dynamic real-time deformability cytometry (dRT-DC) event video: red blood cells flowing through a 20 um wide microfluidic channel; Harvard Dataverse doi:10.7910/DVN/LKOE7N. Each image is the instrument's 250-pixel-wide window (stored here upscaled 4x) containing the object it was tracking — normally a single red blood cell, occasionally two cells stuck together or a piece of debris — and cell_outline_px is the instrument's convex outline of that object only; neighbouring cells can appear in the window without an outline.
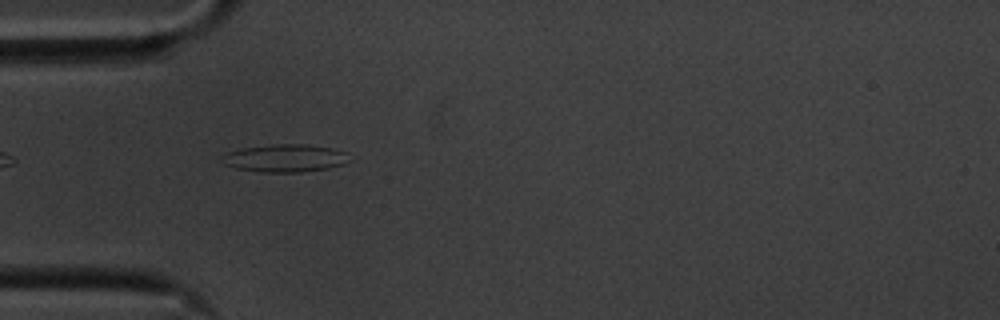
{"species": "common noctule bat (a hibernating species)", "species_latin": "Nyctalus noctula", "temperature_condition": "cold", "stored_images_in_passage": 43, "camera_frame_rate_fps": 3000, "um_per_image_px": 0.085, "animal": {"sex": "male", "body_mass_g": 20.1, "forearm_length_mm": 53.5}, "frame": {"image": 1, "passage_image": 4, "time_ms": 1.0, "image_size_px": [1000, 320], "cell_outline_px": [[348, 152], [344, 164], [328, 168], [300, 172], [260, 172], [236, 168], [220, 164], [216, 160], [220, 156], [228, 152], [240, 148], [272, 144], [304, 144], [332, 148]], "centroid_in_image_um": [24.1, 13.44], "position_along_channel_um": 60.9, "area_um2": 20.81}}
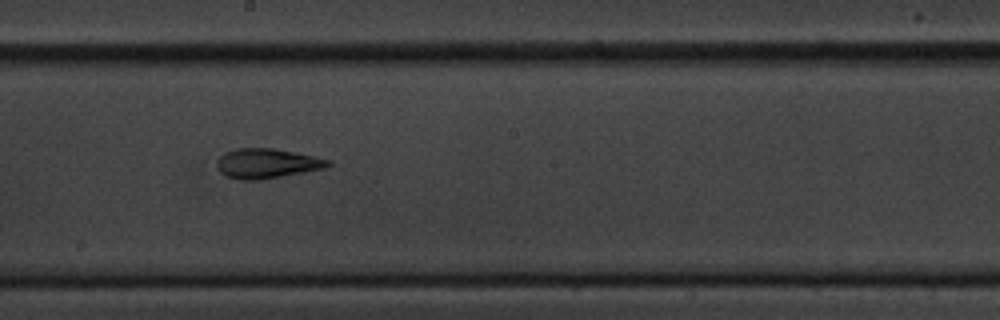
{"frame": {"image": 2, "passage_image": 18, "time_ms": 5.667, "image_size_px": [1000, 320], "cell_outline_px": [[332, 164], [324, 168], [280, 176], [256, 180], [240, 180], [224, 176], [220, 172], [216, 164], [216, 160], [224, 152], [236, 148], [272, 148], [316, 156], [332, 160]], "centroid_in_image_um": [22.65, 13.88], "position_along_channel_um": 225.5, "area_um2": 19.31}}
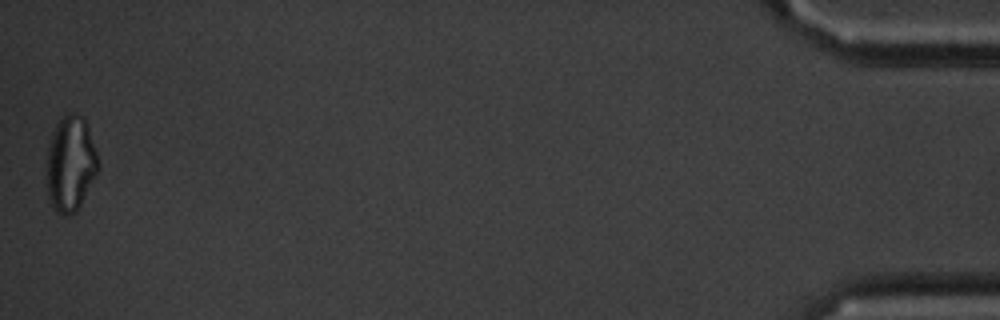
{"frame": {"image": 3, "passage_image": 43, "time_ms": 14.0, "image_size_px": [1000, 320], "cell_outline_px": [[100, 168], [96, 176], [76, 212], [68, 216], [64, 216], [56, 212], [52, 208], [48, 196], [48, 148], [52, 132], [56, 124], [68, 112], [72, 112], [84, 116], [96, 152]], "centroid_in_image_um": [6.01, 13.93], "position_along_channel_um": 429.2, "area_um2": 28.55}, "authors_computed_cell_mechanics": {"area_um2": 19.1318, "velocity_mm_per_s": 3.5656, "shape_relaxation_time_tau1_ms": 9.6432, "shape_relaxation_time_tau2_ms": 2.3343, "deformation_change_tau1": 0.243, "deformation_change_tau2": 0.1078}}